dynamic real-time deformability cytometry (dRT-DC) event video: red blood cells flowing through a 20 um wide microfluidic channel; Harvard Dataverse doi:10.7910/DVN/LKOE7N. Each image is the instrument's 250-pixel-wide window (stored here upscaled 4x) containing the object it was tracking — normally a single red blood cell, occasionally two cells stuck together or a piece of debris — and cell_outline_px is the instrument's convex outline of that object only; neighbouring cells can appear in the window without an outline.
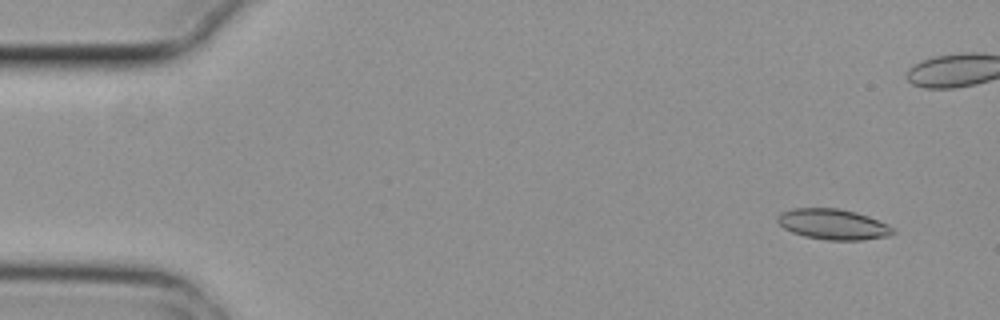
{"species": "common noctule bat (a hibernating species)", "species_latin": "Nyctalus noctula", "temperature_condition": "cold", "stored_images_in_passage": 6, "camera_frame_rate_fps": 3000, "um_per_image_px": 0.085, "animal": {"sex": "female", "body_mass_g": 29.2, "forearm_length_mm": 56.3}, "frame": {"image": 1, "passage_image": 1, "time_ms": 0.0, "image_size_px": [1000, 320], "cell_outline_px": [[896, 232], [888, 236], [864, 240], [828, 240], [804, 236], [792, 232], [784, 228], [776, 220], [776, 216], [780, 212], [792, 208], [840, 208], [856, 212], [868, 216], [888, 224]], "centroid_in_image_um": [70.8, 19.06], "position_along_channel_um": 14.2, "area_um2": 20.69}}
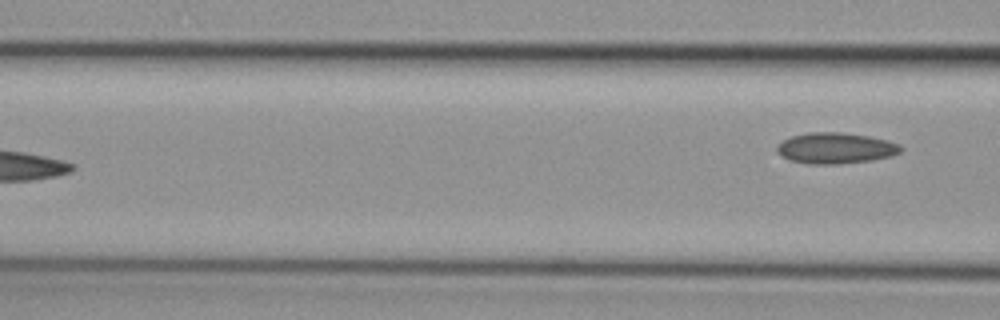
{"frame": {"image": 2, "passage_image": 6, "time_ms": 1.667, "image_size_px": [1000, 320], "cell_outline_px": [[904, 148], [900, 152], [892, 156], [872, 160], [836, 164], [808, 164], [788, 160], [776, 152], [776, 148], [784, 140], [792, 136], [808, 132], [844, 132], [868, 136], [888, 140], [900, 144]], "centroid_in_image_um": [71.04, 12.59], "position_along_channel_um": 95.6, "area_um2": 22.48}}